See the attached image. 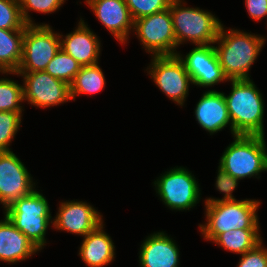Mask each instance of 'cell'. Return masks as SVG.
Here are the masks:
<instances>
[{"label":"cell","mask_w":267,"mask_h":267,"mask_svg":"<svg viewBox=\"0 0 267 267\" xmlns=\"http://www.w3.org/2000/svg\"><path fill=\"white\" fill-rule=\"evenodd\" d=\"M223 24L214 42L219 64L228 80L250 79V70L266 44L265 36ZM216 44V46H215Z\"/></svg>","instance_id":"cell-1"},{"label":"cell","mask_w":267,"mask_h":267,"mask_svg":"<svg viewBox=\"0 0 267 267\" xmlns=\"http://www.w3.org/2000/svg\"><path fill=\"white\" fill-rule=\"evenodd\" d=\"M231 91L223 92L232 129L237 135L265 136L263 94L252 79L229 80Z\"/></svg>","instance_id":"cell-2"},{"label":"cell","mask_w":267,"mask_h":267,"mask_svg":"<svg viewBox=\"0 0 267 267\" xmlns=\"http://www.w3.org/2000/svg\"><path fill=\"white\" fill-rule=\"evenodd\" d=\"M258 199H241L205 204V223L198 229L207 242H212L219 234L232 229H260Z\"/></svg>","instance_id":"cell-3"},{"label":"cell","mask_w":267,"mask_h":267,"mask_svg":"<svg viewBox=\"0 0 267 267\" xmlns=\"http://www.w3.org/2000/svg\"><path fill=\"white\" fill-rule=\"evenodd\" d=\"M176 38V54L179 46L214 44L218 37L221 20L206 9L187 7L185 0H172L169 5Z\"/></svg>","instance_id":"cell-4"},{"label":"cell","mask_w":267,"mask_h":267,"mask_svg":"<svg viewBox=\"0 0 267 267\" xmlns=\"http://www.w3.org/2000/svg\"><path fill=\"white\" fill-rule=\"evenodd\" d=\"M262 135H236L224 150L219 167L237 180L259 179L267 172V144Z\"/></svg>","instance_id":"cell-5"},{"label":"cell","mask_w":267,"mask_h":267,"mask_svg":"<svg viewBox=\"0 0 267 267\" xmlns=\"http://www.w3.org/2000/svg\"><path fill=\"white\" fill-rule=\"evenodd\" d=\"M35 189L30 195L19 198L3 210V214L40 250L46 246V234L53 225L47 198Z\"/></svg>","instance_id":"cell-6"},{"label":"cell","mask_w":267,"mask_h":267,"mask_svg":"<svg viewBox=\"0 0 267 267\" xmlns=\"http://www.w3.org/2000/svg\"><path fill=\"white\" fill-rule=\"evenodd\" d=\"M187 167H171L154 179L153 186L160 201L172 211H190L201 201V188Z\"/></svg>","instance_id":"cell-7"},{"label":"cell","mask_w":267,"mask_h":267,"mask_svg":"<svg viewBox=\"0 0 267 267\" xmlns=\"http://www.w3.org/2000/svg\"><path fill=\"white\" fill-rule=\"evenodd\" d=\"M59 33L49 23L26 25L22 59L16 72L44 71L61 48Z\"/></svg>","instance_id":"cell-8"},{"label":"cell","mask_w":267,"mask_h":267,"mask_svg":"<svg viewBox=\"0 0 267 267\" xmlns=\"http://www.w3.org/2000/svg\"><path fill=\"white\" fill-rule=\"evenodd\" d=\"M132 33L150 56L176 55V38L169 8L135 20Z\"/></svg>","instance_id":"cell-9"},{"label":"cell","mask_w":267,"mask_h":267,"mask_svg":"<svg viewBox=\"0 0 267 267\" xmlns=\"http://www.w3.org/2000/svg\"><path fill=\"white\" fill-rule=\"evenodd\" d=\"M151 58L145 71L159 90L182 108L189 95L190 84L193 85L183 62L177 55Z\"/></svg>","instance_id":"cell-10"},{"label":"cell","mask_w":267,"mask_h":267,"mask_svg":"<svg viewBox=\"0 0 267 267\" xmlns=\"http://www.w3.org/2000/svg\"><path fill=\"white\" fill-rule=\"evenodd\" d=\"M0 74L22 77L24 102L27 101L36 108L46 109L72 101L70 85L45 71L0 72Z\"/></svg>","instance_id":"cell-11"},{"label":"cell","mask_w":267,"mask_h":267,"mask_svg":"<svg viewBox=\"0 0 267 267\" xmlns=\"http://www.w3.org/2000/svg\"><path fill=\"white\" fill-rule=\"evenodd\" d=\"M33 176L13 151L0 152V204L5 210L14 201L36 188Z\"/></svg>","instance_id":"cell-12"},{"label":"cell","mask_w":267,"mask_h":267,"mask_svg":"<svg viewBox=\"0 0 267 267\" xmlns=\"http://www.w3.org/2000/svg\"><path fill=\"white\" fill-rule=\"evenodd\" d=\"M178 58L183 62L194 86L209 88L219 83L229 82L211 45H196L188 53L177 51Z\"/></svg>","instance_id":"cell-13"},{"label":"cell","mask_w":267,"mask_h":267,"mask_svg":"<svg viewBox=\"0 0 267 267\" xmlns=\"http://www.w3.org/2000/svg\"><path fill=\"white\" fill-rule=\"evenodd\" d=\"M52 227L57 231L85 237L104 222L103 214L91 203L80 200H62L53 217Z\"/></svg>","instance_id":"cell-14"},{"label":"cell","mask_w":267,"mask_h":267,"mask_svg":"<svg viewBox=\"0 0 267 267\" xmlns=\"http://www.w3.org/2000/svg\"><path fill=\"white\" fill-rule=\"evenodd\" d=\"M84 3L118 44L129 43L134 21L125 0H85Z\"/></svg>","instance_id":"cell-15"},{"label":"cell","mask_w":267,"mask_h":267,"mask_svg":"<svg viewBox=\"0 0 267 267\" xmlns=\"http://www.w3.org/2000/svg\"><path fill=\"white\" fill-rule=\"evenodd\" d=\"M83 19L80 18L72 32L66 35L59 33L60 47L80 65H94L99 63L102 41Z\"/></svg>","instance_id":"cell-16"},{"label":"cell","mask_w":267,"mask_h":267,"mask_svg":"<svg viewBox=\"0 0 267 267\" xmlns=\"http://www.w3.org/2000/svg\"><path fill=\"white\" fill-rule=\"evenodd\" d=\"M144 239L138 252L139 267H179L180 248L166 231L153 232Z\"/></svg>","instance_id":"cell-17"},{"label":"cell","mask_w":267,"mask_h":267,"mask_svg":"<svg viewBox=\"0 0 267 267\" xmlns=\"http://www.w3.org/2000/svg\"><path fill=\"white\" fill-rule=\"evenodd\" d=\"M194 116L197 124L210 135H215L229 126L232 137L237 135L232 129L223 91H204L194 108Z\"/></svg>","instance_id":"cell-18"},{"label":"cell","mask_w":267,"mask_h":267,"mask_svg":"<svg viewBox=\"0 0 267 267\" xmlns=\"http://www.w3.org/2000/svg\"><path fill=\"white\" fill-rule=\"evenodd\" d=\"M39 249L4 215L0 220V261L16 264L39 253Z\"/></svg>","instance_id":"cell-19"},{"label":"cell","mask_w":267,"mask_h":267,"mask_svg":"<svg viewBox=\"0 0 267 267\" xmlns=\"http://www.w3.org/2000/svg\"><path fill=\"white\" fill-rule=\"evenodd\" d=\"M105 223L88 233L81 242L78 256L88 267L109 266L116 258V249L111 236L105 232Z\"/></svg>","instance_id":"cell-20"},{"label":"cell","mask_w":267,"mask_h":267,"mask_svg":"<svg viewBox=\"0 0 267 267\" xmlns=\"http://www.w3.org/2000/svg\"><path fill=\"white\" fill-rule=\"evenodd\" d=\"M25 29H0V72H16L21 59Z\"/></svg>","instance_id":"cell-21"},{"label":"cell","mask_w":267,"mask_h":267,"mask_svg":"<svg viewBox=\"0 0 267 267\" xmlns=\"http://www.w3.org/2000/svg\"><path fill=\"white\" fill-rule=\"evenodd\" d=\"M261 229H232L219 234L211 243L225 251L243 255L263 241Z\"/></svg>","instance_id":"cell-22"},{"label":"cell","mask_w":267,"mask_h":267,"mask_svg":"<svg viewBox=\"0 0 267 267\" xmlns=\"http://www.w3.org/2000/svg\"><path fill=\"white\" fill-rule=\"evenodd\" d=\"M106 86V79L100 62L94 65L82 66L70 85L71 100L75 101L79 95L98 94Z\"/></svg>","instance_id":"cell-23"},{"label":"cell","mask_w":267,"mask_h":267,"mask_svg":"<svg viewBox=\"0 0 267 267\" xmlns=\"http://www.w3.org/2000/svg\"><path fill=\"white\" fill-rule=\"evenodd\" d=\"M18 82L6 76L0 78V112H24L23 83Z\"/></svg>","instance_id":"cell-24"},{"label":"cell","mask_w":267,"mask_h":267,"mask_svg":"<svg viewBox=\"0 0 267 267\" xmlns=\"http://www.w3.org/2000/svg\"><path fill=\"white\" fill-rule=\"evenodd\" d=\"M81 67L82 65L60 48L44 71L52 77L71 85Z\"/></svg>","instance_id":"cell-25"},{"label":"cell","mask_w":267,"mask_h":267,"mask_svg":"<svg viewBox=\"0 0 267 267\" xmlns=\"http://www.w3.org/2000/svg\"><path fill=\"white\" fill-rule=\"evenodd\" d=\"M22 112H0V152L12 151V141L22 126Z\"/></svg>","instance_id":"cell-26"},{"label":"cell","mask_w":267,"mask_h":267,"mask_svg":"<svg viewBox=\"0 0 267 267\" xmlns=\"http://www.w3.org/2000/svg\"><path fill=\"white\" fill-rule=\"evenodd\" d=\"M19 0H0V29H25Z\"/></svg>","instance_id":"cell-27"},{"label":"cell","mask_w":267,"mask_h":267,"mask_svg":"<svg viewBox=\"0 0 267 267\" xmlns=\"http://www.w3.org/2000/svg\"><path fill=\"white\" fill-rule=\"evenodd\" d=\"M67 0H19L23 20L27 25L35 23L30 12L52 14L58 11Z\"/></svg>","instance_id":"cell-28"},{"label":"cell","mask_w":267,"mask_h":267,"mask_svg":"<svg viewBox=\"0 0 267 267\" xmlns=\"http://www.w3.org/2000/svg\"><path fill=\"white\" fill-rule=\"evenodd\" d=\"M239 180L235 179L233 176H231L229 173L224 171L221 167L218 166L217 169V176L215 179V188L217 191L223 193L222 198H214V197H206L203 201L204 204H214L217 202H223V201H232L236 200V197H234L233 192L236 190L239 184Z\"/></svg>","instance_id":"cell-29"},{"label":"cell","mask_w":267,"mask_h":267,"mask_svg":"<svg viewBox=\"0 0 267 267\" xmlns=\"http://www.w3.org/2000/svg\"><path fill=\"white\" fill-rule=\"evenodd\" d=\"M172 0H125L133 21L169 8Z\"/></svg>","instance_id":"cell-30"},{"label":"cell","mask_w":267,"mask_h":267,"mask_svg":"<svg viewBox=\"0 0 267 267\" xmlns=\"http://www.w3.org/2000/svg\"><path fill=\"white\" fill-rule=\"evenodd\" d=\"M264 241L260 242L255 248L240 255L236 267H267V247Z\"/></svg>","instance_id":"cell-31"},{"label":"cell","mask_w":267,"mask_h":267,"mask_svg":"<svg viewBox=\"0 0 267 267\" xmlns=\"http://www.w3.org/2000/svg\"><path fill=\"white\" fill-rule=\"evenodd\" d=\"M249 18L260 22L264 18L267 20V0H244Z\"/></svg>","instance_id":"cell-32"}]
</instances>
